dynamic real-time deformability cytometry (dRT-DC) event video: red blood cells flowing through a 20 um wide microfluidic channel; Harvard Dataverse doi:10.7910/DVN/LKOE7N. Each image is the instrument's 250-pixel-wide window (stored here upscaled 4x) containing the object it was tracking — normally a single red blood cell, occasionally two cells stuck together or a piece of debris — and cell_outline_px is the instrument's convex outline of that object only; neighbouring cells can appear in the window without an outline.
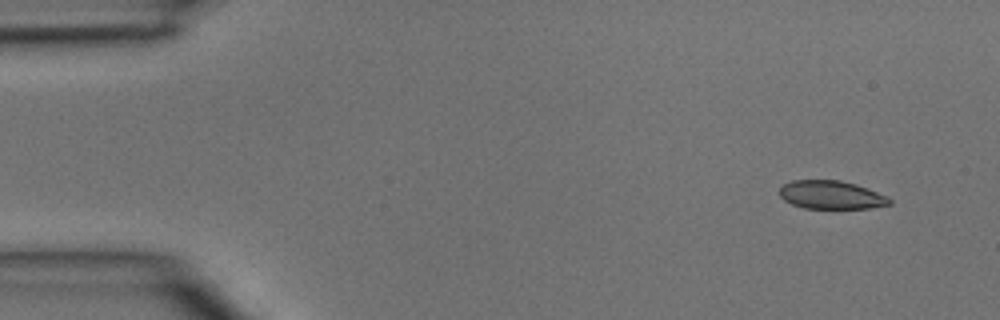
{"species": "common noctule bat (a hibernating species)", "species_latin": "Nyctalus noctula", "temperature_condition": "room temperature", "stored_images_in_passage": 4, "camera_frame_rate_fps": 3000, "um_per_image_px": 0.085, "animal": {"sex": "male", "body_mass_g": 15.6}, "frame": {"image": 1, "passage_image": 1, "time_ms": 0.0, "image_size_px": [1000, 320], "cell_outline_px": [[892, 204], [868, 208], [804, 208], [792, 204], [784, 200], [780, 196], [780, 188], [784, 184], [792, 180], [840, 180], [856, 184], [868, 188], [888, 196], [892, 200]], "centroid_in_image_um": [70.68, 16.56], "position_along_channel_um": 14.3, "area_um2": 18.21}}